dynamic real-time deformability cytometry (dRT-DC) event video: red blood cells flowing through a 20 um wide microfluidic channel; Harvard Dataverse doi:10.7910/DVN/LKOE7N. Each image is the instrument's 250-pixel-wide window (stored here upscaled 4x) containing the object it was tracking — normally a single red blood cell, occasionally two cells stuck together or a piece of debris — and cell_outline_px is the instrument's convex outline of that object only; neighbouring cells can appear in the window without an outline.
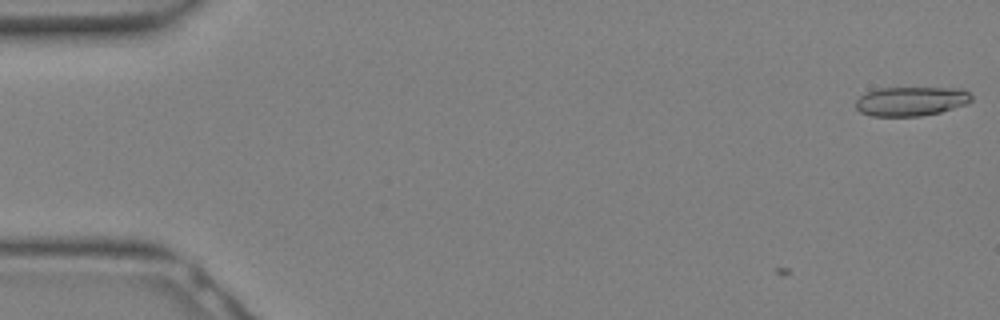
{"species": "Egyptian fruit bat (a non-hibernating species)", "species_latin": "Rousettus aegyptiacus", "temperature_condition": "warm", "stored_images_in_passage": 3, "camera_frame_rate_fps": 3000, "um_per_image_px": 0.085, "animal": {"sex": "female"}, "frame": {"image": 1, "passage_image": 3, "time_ms": 0.667, "image_size_px": [1000, 320], "cell_outline_px": [[972, 100], [968, 104], [940, 112], [920, 116], [872, 116], [860, 112], [856, 108], [856, 100], [860, 96], [876, 88], [964, 88], [972, 96]], "centroid_in_image_um": [77.47, 8.6], "position_along_channel_um": 7.5, "area_um2": 19.83}}